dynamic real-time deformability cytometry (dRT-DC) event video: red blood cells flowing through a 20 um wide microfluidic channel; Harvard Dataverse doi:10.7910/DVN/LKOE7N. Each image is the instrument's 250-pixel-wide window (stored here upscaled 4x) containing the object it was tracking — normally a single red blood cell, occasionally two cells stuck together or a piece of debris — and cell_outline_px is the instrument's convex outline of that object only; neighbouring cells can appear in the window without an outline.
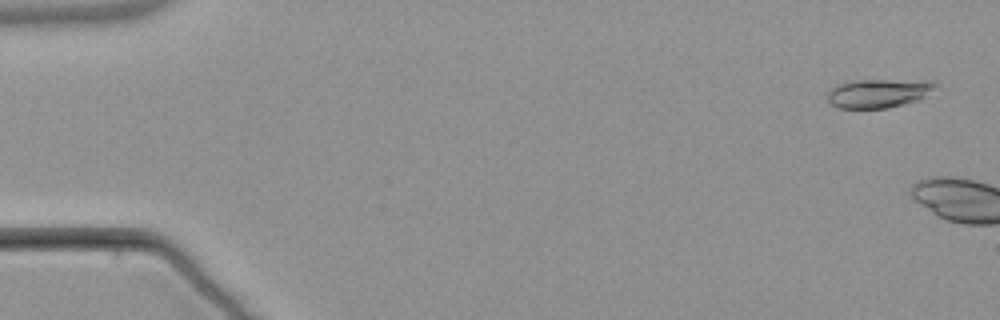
{"species": "common noctule bat (a hibernating species)", "species_latin": "Nyctalus noctula", "temperature_condition": "warm", "stored_images_in_passage": 2, "camera_frame_rate_fps": 3000, "um_per_image_px": 0.085, "animal": {"sex": "male", "body_mass_g": 21.5, "forearm_length_mm": 52.0}, "frame": {"image": 1, "passage_image": 1, "time_ms": 0.0, "image_size_px": [1000, 320], "cell_outline_px": [[936, 84], [924, 96], [916, 100], [904, 104], [888, 108], [840, 108], [832, 104], [828, 100], [828, 92], [836, 84], [852, 80], [932, 80]], "centroid_in_image_um": [74.63, 7.91], "position_along_channel_um": 10.4, "area_um2": 17.92}}